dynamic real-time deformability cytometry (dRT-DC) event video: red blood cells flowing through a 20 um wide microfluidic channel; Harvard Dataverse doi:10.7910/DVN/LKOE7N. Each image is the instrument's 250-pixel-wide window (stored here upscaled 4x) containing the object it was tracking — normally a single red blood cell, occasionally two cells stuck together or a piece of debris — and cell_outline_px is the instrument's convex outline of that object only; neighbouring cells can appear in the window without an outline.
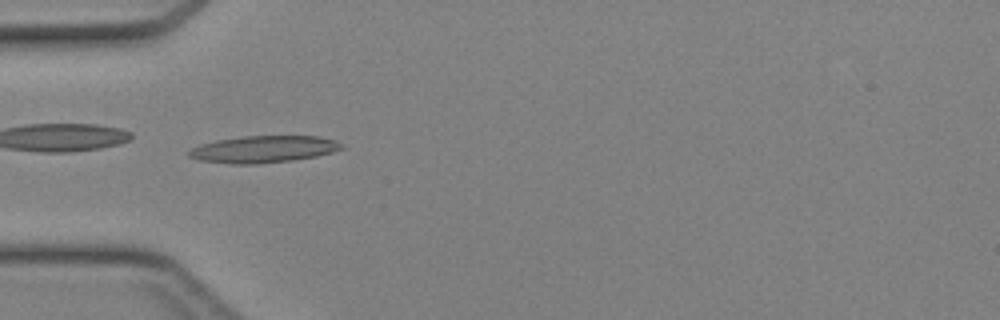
{"species": "Egyptian fruit bat (a non-hibernating species)", "species_latin": "Rousettus aegyptiacus", "temperature_condition": "cold", "stored_images_in_passage": 35, "camera_frame_rate_fps": 3000, "um_per_image_px": 0.085, "animal": {"sex": "female"}, "frame": {"image": 1, "passage_image": 4, "time_ms": 1.0, "image_size_px": [1000, 320], "cell_outline_px": [[344, 148], [332, 152], [316, 156], [292, 160], [256, 164], [232, 164], [196, 160], [188, 156], [188, 152], [192, 148], [200, 144], [216, 140], [244, 136], [320, 136], [336, 140], [344, 144]], "centroid_in_image_um": [22.4, 12.68], "position_along_channel_um": 62.6, "area_um2": 24.1}}
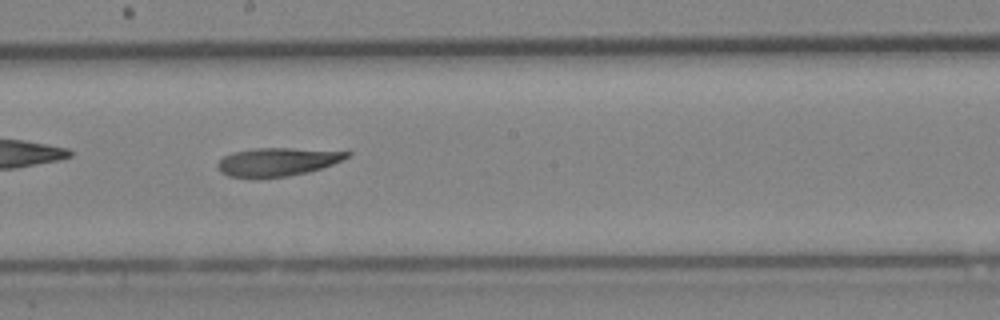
{"frame": {"image": 2, "passage_image": 15, "time_ms": 4.667, "image_size_px": [1000, 320], "cell_outline_px": [[352, 152], [348, 156], [332, 164], [308, 172], [288, 176], [256, 180], [228, 176], [220, 172], [216, 164], [224, 156], [232, 152], [256, 148], [292, 148]], "centroid_in_image_um": [23.48, 13.79], "position_along_channel_um": 224.7, "area_um2": 21.62}}
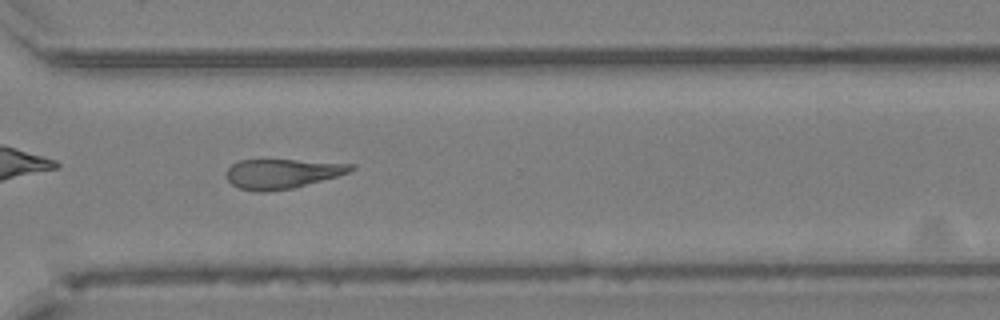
{"frame": {"image": 3, "passage_image": 23, "time_ms": 7.333, "image_size_px": [1000, 320], "cell_outline_px": [[356, 168], [348, 172], [336, 176], [292, 188], [264, 192], [256, 192], [240, 188], [232, 184], [224, 176], [224, 172], [232, 164], [240, 160], [296, 160], [356, 164]], "centroid_in_image_um": [23.94, 14.76], "position_along_channel_um": 346.7, "area_um2": 21.39}}